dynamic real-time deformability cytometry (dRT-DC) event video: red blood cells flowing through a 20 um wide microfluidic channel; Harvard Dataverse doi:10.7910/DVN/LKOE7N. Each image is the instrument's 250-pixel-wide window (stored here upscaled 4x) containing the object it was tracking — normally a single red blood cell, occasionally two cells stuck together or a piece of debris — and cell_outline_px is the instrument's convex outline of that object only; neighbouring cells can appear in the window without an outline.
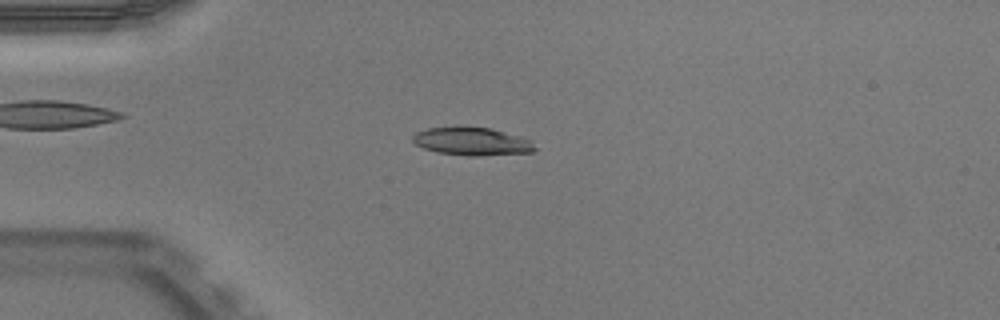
{"species": "Egyptian fruit bat (a non-hibernating species)", "species_latin": "Rousettus aegyptiacus", "temperature_condition": "warm", "stored_images_in_passage": 43, "camera_frame_rate_fps": 3000, "um_per_image_px": 0.085, "animal": {"sex": "male"}, "frame": {"image": 1, "passage_image": 5, "time_ms": 1.333, "image_size_px": [1000, 320], "cell_outline_px": [[536, 148], [532, 152], [480, 156], [468, 156], [436, 152], [424, 148], [416, 144], [412, 140], [412, 136], [416, 132], [428, 128], [460, 124], [492, 128], [532, 140]], "centroid_in_image_um": [40.09, 11.98], "position_along_channel_um": 44.9, "area_um2": 20.58}}
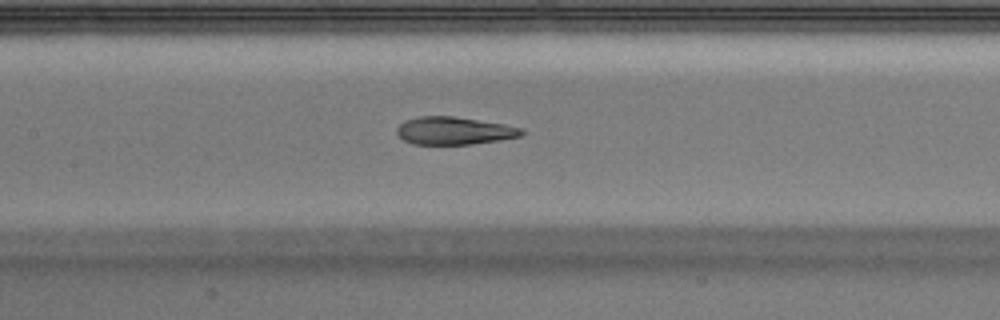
{"frame": {"image": 2, "passage_image": 16, "time_ms": 5.0, "image_size_px": [1000, 320], "cell_outline_px": [[524, 132], [520, 136], [500, 140], [472, 144], [412, 144], [404, 140], [396, 132], [396, 128], [404, 120], [420, 116], [452, 116], [504, 124], [524, 128]], "centroid_in_image_um": [38.59, 11.11], "position_along_channel_um": 168.8, "area_um2": 20.11}}
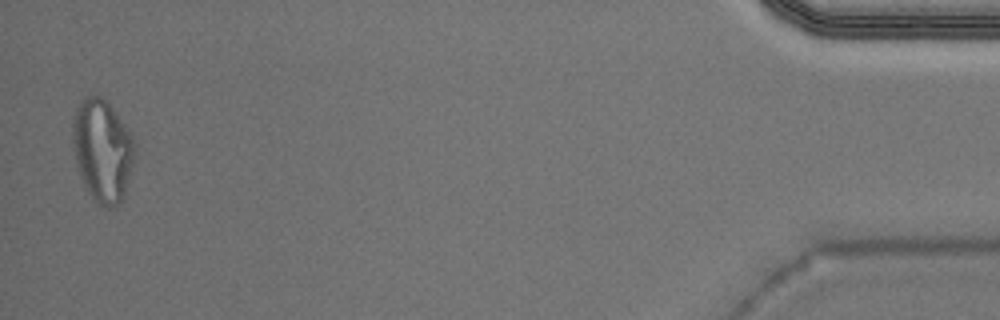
{"frame": {"image": 3, "passage_image": 42, "time_ms": 13.667, "image_size_px": [1000, 320], "cell_outline_px": [[136, 144], [132, 164], [124, 196], [116, 208], [108, 208], [100, 204], [88, 192], [80, 176], [76, 164], [72, 140], [72, 116], [80, 100], [84, 96], [100, 96], [108, 100], [132, 136]], "centroid_in_image_um": [8.68, 12.75], "position_along_channel_um": 426.5, "area_um2": 37.22}, "authors_computed_cell_mechanics": {"area_um2": 21.3282, "velocity_mm_per_s": 3.9451, "shape_relaxation_time_tau1_ms": 9.4748, "shape_relaxation_time_tau2_ms": 1.3089, "deformation_change_tau1": 0.3306, "deformation_change_tau2": 0.0973}}